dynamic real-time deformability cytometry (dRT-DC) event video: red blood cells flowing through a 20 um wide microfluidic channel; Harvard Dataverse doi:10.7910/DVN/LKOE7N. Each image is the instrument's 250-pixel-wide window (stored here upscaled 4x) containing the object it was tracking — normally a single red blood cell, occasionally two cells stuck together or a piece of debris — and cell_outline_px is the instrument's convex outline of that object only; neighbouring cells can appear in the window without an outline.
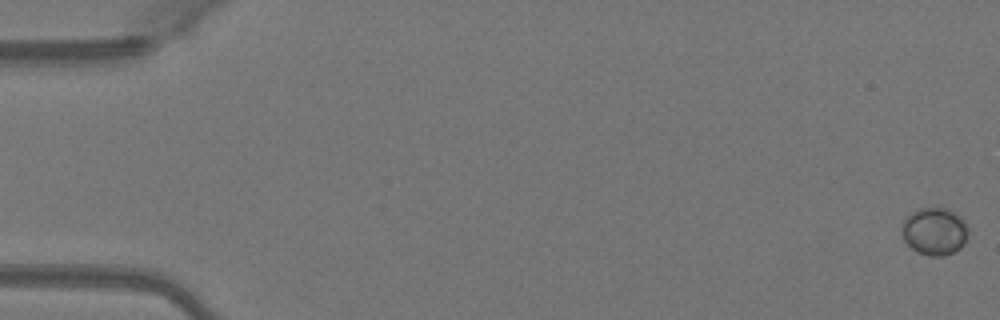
{"species": "Egyptian fruit bat (a non-hibernating species)", "species_latin": "Rousettus aegyptiacus", "temperature_condition": "warm", "stored_images_in_passage": 14, "camera_frame_rate_fps": 3000, "um_per_image_px": 0.085, "animal": {"sex": "female"}, "frame": {"image": 1, "passage_image": 1, "time_ms": 0.0, "image_size_px": [1000, 320], "cell_outline_px": [[968, 232], [964, 244], [960, 248], [944, 256], [928, 256], [916, 252], [904, 240], [900, 232], [900, 228], [904, 220], [912, 212], [920, 208], [948, 208], [956, 212], [964, 220], [968, 228]], "centroid_in_image_um": [79.43, 19.66], "position_along_channel_um": 5.6, "area_um2": 18.61}}
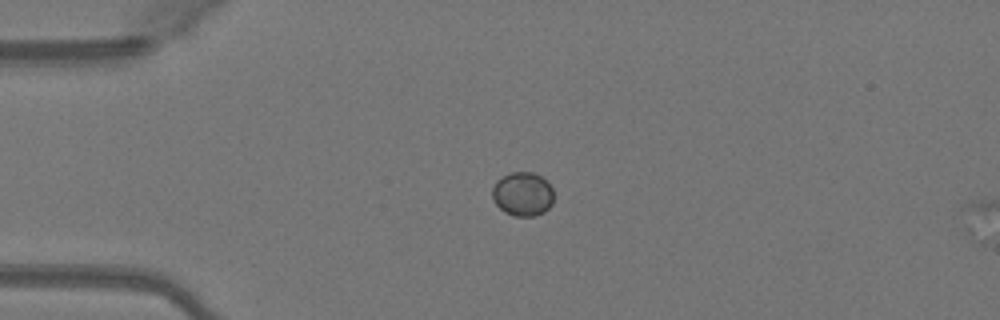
{"frame": {"image": 2, "passage_image": 13, "time_ms": 4.0, "image_size_px": [1000, 320], "cell_outline_px": [[552, 204], [544, 212], [536, 216], [512, 216], [504, 212], [496, 204], [492, 196], [492, 188], [496, 180], [512, 172], [532, 172], [540, 176], [552, 188]], "centroid_in_image_um": [44.4, 16.51], "position_along_channel_um": 40.6, "area_um2": 15.66}}